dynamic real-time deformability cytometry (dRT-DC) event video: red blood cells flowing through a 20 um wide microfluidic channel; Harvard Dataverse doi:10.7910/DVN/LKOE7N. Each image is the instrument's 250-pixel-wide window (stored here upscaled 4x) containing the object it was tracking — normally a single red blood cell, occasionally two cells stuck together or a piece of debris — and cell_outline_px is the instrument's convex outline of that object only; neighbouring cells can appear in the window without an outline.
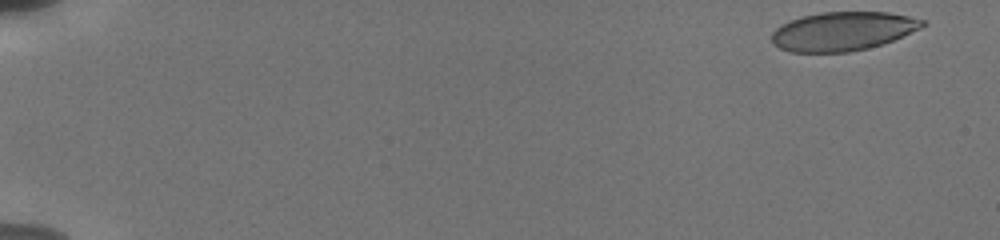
{"species": "human", "species_latin": "Homo sapiens", "temperature_condition": "cold", "stored_images_in_passage": 29, "camera_frame_rate_fps": 3000, "um_per_image_px": 0.085, "donor": {"sex": "male"}, "frame": {"image": 1, "passage_image": 1, "time_ms": 0.0, "image_size_px": [1000, 240], "cell_outline_px": [[928, 24], [920, 28], [884, 44], [868, 48], [848, 52], [792, 52], [780, 48], [772, 44], [772, 32], [776, 28], [800, 16], [820, 12], [888, 12], [908, 16], [924, 20]], "centroid_in_image_um": [71.64, 2.65], "position_along_channel_um": 13.4, "area_um2": 34.1}}
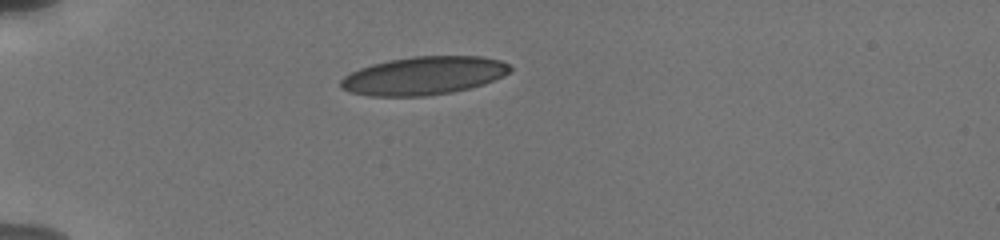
{"frame": {"image": 2, "passage_image": 23, "time_ms": 4.667, "image_size_px": [1000, 240], "cell_outline_px": [[512, 68], [504, 76], [484, 84], [452, 92], [428, 96], [368, 96], [352, 92], [340, 88], [340, 80], [344, 76], [360, 68], [372, 64], [388, 60], [412, 56], [480, 56], [500, 60], [508, 64]], "centroid_in_image_um": [36.01, 6.43], "position_along_channel_um": 49.0, "area_um2": 37.74}}